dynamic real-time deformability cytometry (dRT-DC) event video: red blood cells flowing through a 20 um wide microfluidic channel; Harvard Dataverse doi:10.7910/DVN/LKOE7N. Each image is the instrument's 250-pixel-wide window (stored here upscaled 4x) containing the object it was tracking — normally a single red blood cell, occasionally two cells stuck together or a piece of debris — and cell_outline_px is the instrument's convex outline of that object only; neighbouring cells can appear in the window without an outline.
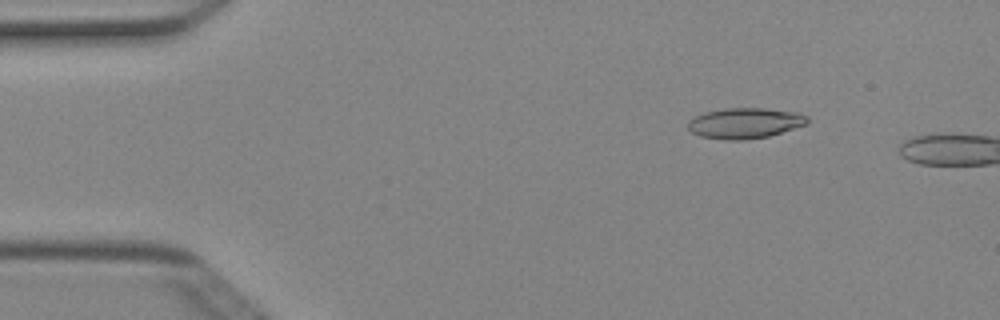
{"species": "Egyptian fruit bat (a non-hibernating species)", "species_latin": "Rousettus aegyptiacus", "temperature_condition": "cold", "stored_images_in_passage": 10, "camera_frame_rate_fps": 3000, "um_per_image_px": 0.085, "animal": {"sex": "female"}, "frame": {"image": 1, "passage_image": 7, "time_ms": 2.0, "image_size_px": [1000, 320], "cell_outline_px": [[808, 124], [768, 136], [744, 140], [724, 140], [700, 136], [692, 132], [688, 128], [688, 120], [704, 112], [724, 108], [764, 108], [796, 112], [808, 116]], "centroid_in_image_um": [63.31, 10.46], "position_along_channel_um": 21.7, "area_um2": 21.33}}